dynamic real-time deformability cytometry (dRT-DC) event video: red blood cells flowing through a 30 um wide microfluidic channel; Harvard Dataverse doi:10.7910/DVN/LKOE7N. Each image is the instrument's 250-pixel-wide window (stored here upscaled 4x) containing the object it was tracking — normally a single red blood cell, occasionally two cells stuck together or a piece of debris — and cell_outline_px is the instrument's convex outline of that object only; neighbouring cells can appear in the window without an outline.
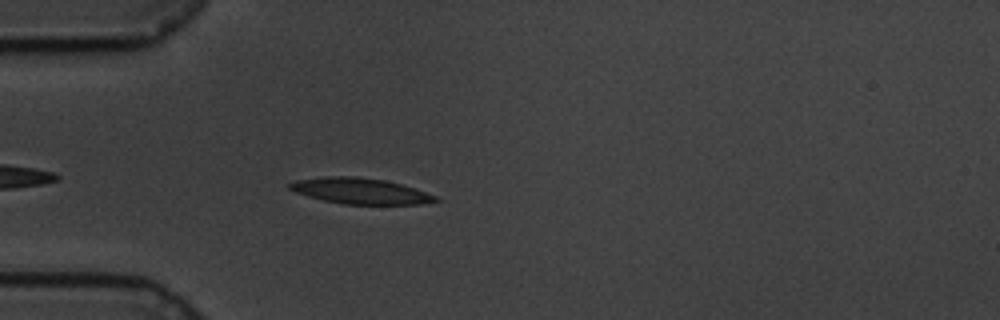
{"species": "common noctule bat (a hibernating species)", "species_latin": "Nyctalus noctula", "temperature_condition": "cold", "stored_images_in_passage": 20, "camera_frame_rate_fps": 3000, "um_per_image_px": 0.085, "animal": {"sex": "male", "body_mass_g": 19.5, "forearm_length_mm": 54.6}, "frame": {"image": 1, "passage_image": 5, "time_ms": 1.333, "image_size_px": [1000, 320], "cell_outline_px": [[440, 200], [420, 204], [344, 204], [324, 200], [308, 196], [296, 192], [288, 188], [288, 184], [296, 180], [324, 176], [356, 176], [384, 180], [400, 184], [436, 196]], "centroid_in_image_um": [30.58, 16.23], "position_along_channel_um": 54.4, "area_um2": 21.68}}
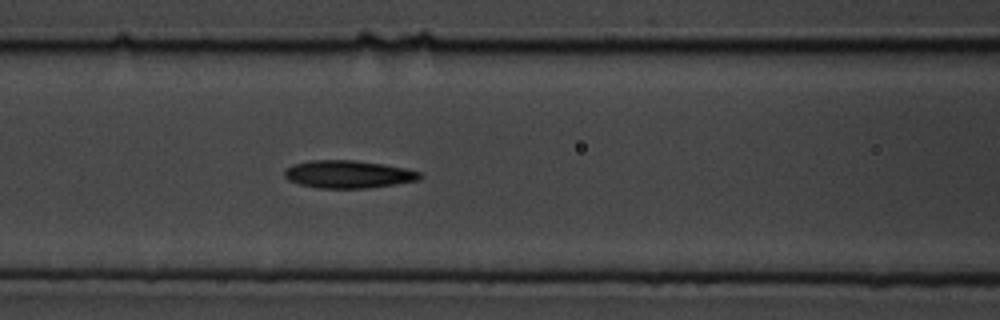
{"frame": {"image": 2, "passage_image": 13, "time_ms": 4.0, "image_size_px": [1000, 320], "cell_outline_px": [[424, 176], [420, 180], [396, 184], [368, 188], [316, 188], [300, 184], [288, 180], [284, 176], [284, 172], [292, 164], [308, 160], [356, 160], [384, 164], [404, 168], [420, 172]], "centroid_in_image_um": [29.61, 14.81], "position_along_channel_um": 137.0, "area_um2": 22.02}}
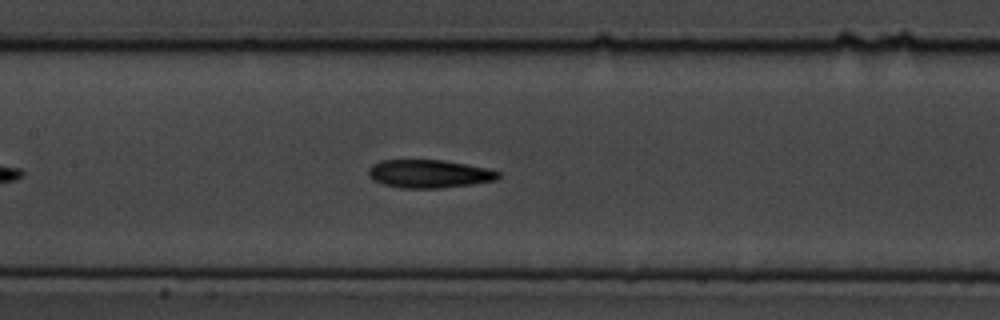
{"frame": {"image": 3, "passage_image": 16, "time_ms": 5.0, "image_size_px": [1000, 320], "cell_outline_px": [[500, 176], [496, 180], [472, 184], [440, 188], [400, 188], [384, 184], [372, 180], [368, 176], [368, 168], [372, 164], [380, 160], [444, 160], [468, 164], [488, 168], [500, 172]], "centroid_in_image_um": [36.46, 14.77], "position_along_channel_um": 170.9, "area_um2": 21.5}}